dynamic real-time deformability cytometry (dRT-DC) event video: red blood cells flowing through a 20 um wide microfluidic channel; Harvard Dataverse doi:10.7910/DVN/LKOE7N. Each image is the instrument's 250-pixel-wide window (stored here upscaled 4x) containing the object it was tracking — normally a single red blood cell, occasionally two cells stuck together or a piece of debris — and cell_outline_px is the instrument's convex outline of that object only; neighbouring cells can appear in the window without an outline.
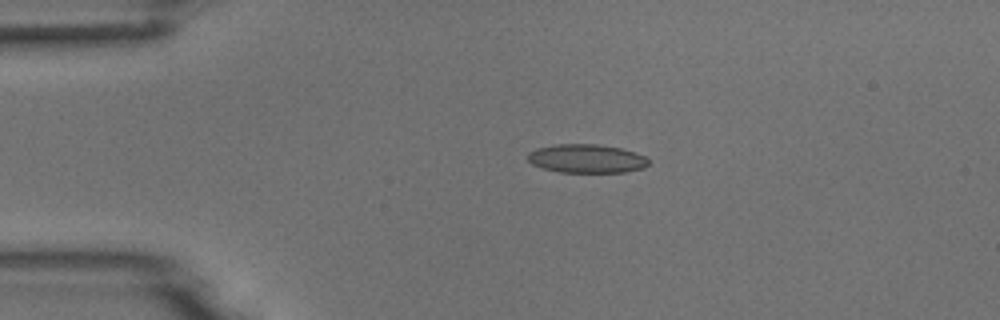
{"species": "common noctule bat (a hibernating species)", "species_latin": "Nyctalus noctula", "temperature_condition": "room temperature", "stored_images_in_passage": 3, "camera_frame_rate_fps": 3000, "um_per_image_px": 0.085, "animal": {"sex": "male", "body_mass_g": 18.8}, "frame": {"image": 1, "passage_image": 2, "time_ms": 1.333, "image_size_px": [1000, 320], "cell_outline_px": [[648, 164], [644, 168], [624, 172], [560, 172], [544, 168], [532, 164], [528, 160], [528, 152], [536, 148], [556, 144], [596, 144], [620, 148], [636, 152], [644, 156], [648, 160]], "centroid_in_image_um": [49.85, 13.47], "position_along_channel_um": 35.1, "area_um2": 20.11}}